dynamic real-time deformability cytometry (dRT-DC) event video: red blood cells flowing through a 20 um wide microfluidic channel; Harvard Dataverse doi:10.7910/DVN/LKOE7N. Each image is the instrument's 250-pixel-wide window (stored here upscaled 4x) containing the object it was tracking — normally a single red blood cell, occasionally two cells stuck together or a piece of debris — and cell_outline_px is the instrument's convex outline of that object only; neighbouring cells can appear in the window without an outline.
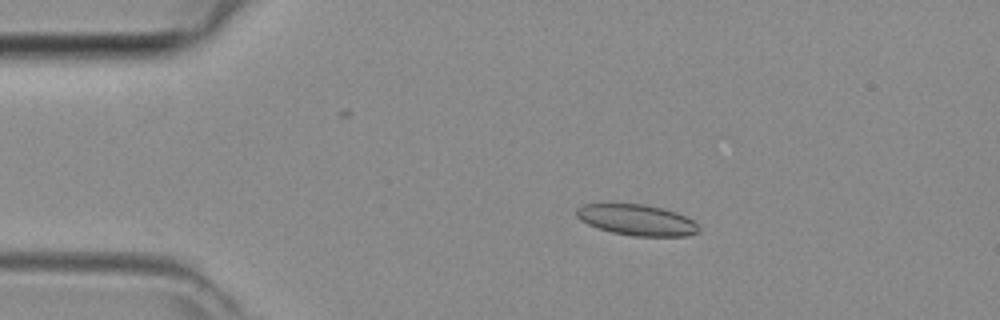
{"species": "common noctule bat (a hibernating species)", "species_latin": "Nyctalus noctula", "temperature_condition": "room temperature", "stored_images_in_passage": 44, "camera_frame_rate_fps": 3000, "um_per_image_px": 0.085, "animal": {"sex": "female", "body_mass_g": 29.2, "forearm_length_mm": 56.3}, "frame": {"image": 1, "passage_image": 7, "time_ms": 2.0, "image_size_px": [1000, 320], "cell_outline_px": [[700, 232], [688, 236], [632, 236], [612, 232], [588, 224], [580, 220], [576, 216], [576, 208], [584, 204], [608, 200], [644, 204], [676, 212], [692, 220], [700, 228]], "centroid_in_image_um": [54.05, 18.65], "position_along_channel_um": 30.9, "area_um2": 22.77}}
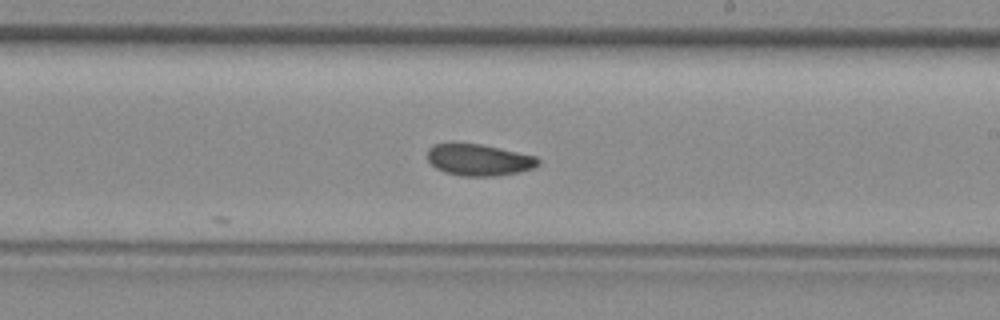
{"frame": {"image": 2, "passage_image": 25, "time_ms": 8.0, "image_size_px": [1000, 320], "cell_outline_px": [[540, 164], [532, 168], [516, 172], [492, 176], [464, 176], [444, 172], [436, 168], [428, 160], [428, 148], [432, 144], [480, 144], [500, 148], [536, 156], [540, 160]], "centroid_in_image_um": [40.7, 13.59], "position_along_channel_um": 248.3, "area_um2": 20.11}}
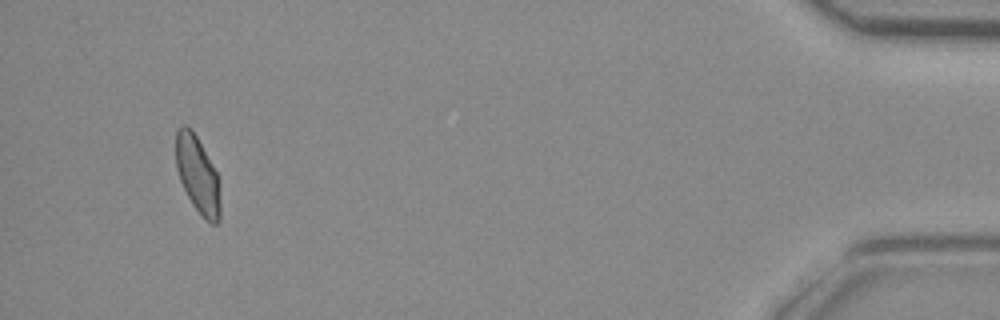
{"frame": {"image": 3, "passage_image": 42, "time_ms": 13.667, "image_size_px": [1000, 320], "cell_outline_px": [[220, 220], [216, 224], [212, 224], [200, 216], [192, 204], [180, 180], [176, 168], [176, 128], [180, 124], [184, 124], [196, 136], [212, 164], [220, 180]], "centroid_in_image_um": [16.81, 14.89], "position_along_channel_um": 418.4, "area_um2": 20.0}}